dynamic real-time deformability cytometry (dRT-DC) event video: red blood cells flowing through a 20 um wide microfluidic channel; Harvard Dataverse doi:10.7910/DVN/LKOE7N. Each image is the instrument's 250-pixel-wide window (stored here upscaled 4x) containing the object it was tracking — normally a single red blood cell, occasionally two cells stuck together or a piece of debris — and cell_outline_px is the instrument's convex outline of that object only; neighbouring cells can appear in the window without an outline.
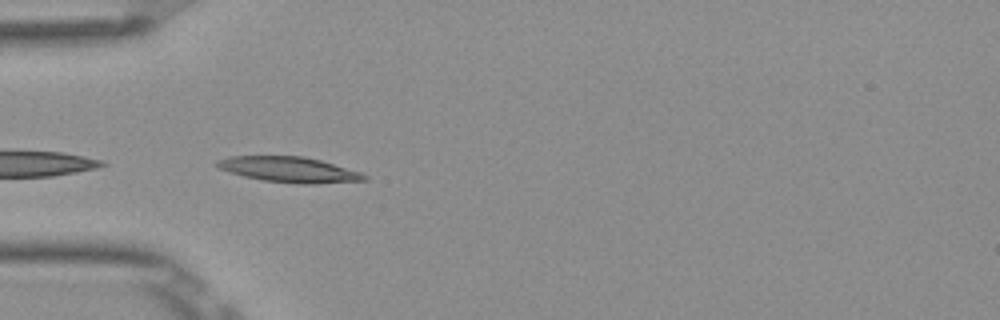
{"species": "Egyptian fruit bat (a non-hibernating species)", "species_latin": "Rousettus aegyptiacus", "temperature_condition": "room temperature", "stored_images_in_passage": 13, "camera_frame_rate_fps": 3000, "um_per_image_px": 0.085, "frame": {"image": 1, "passage_image": 1, "time_ms": 0.0, "image_size_px": [1000, 320], "cell_outline_px": [[368, 180], [316, 184], [300, 184], [264, 180], [244, 176], [216, 168], [212, 164], [216, 160], [228, 156], [304, 156], [320, 160], [360, 172], [368, 176]], "centroid_in_image_um": [24.53, 14.41], "position_along_channel_um": 60.5, "area_um2": 21.96}}